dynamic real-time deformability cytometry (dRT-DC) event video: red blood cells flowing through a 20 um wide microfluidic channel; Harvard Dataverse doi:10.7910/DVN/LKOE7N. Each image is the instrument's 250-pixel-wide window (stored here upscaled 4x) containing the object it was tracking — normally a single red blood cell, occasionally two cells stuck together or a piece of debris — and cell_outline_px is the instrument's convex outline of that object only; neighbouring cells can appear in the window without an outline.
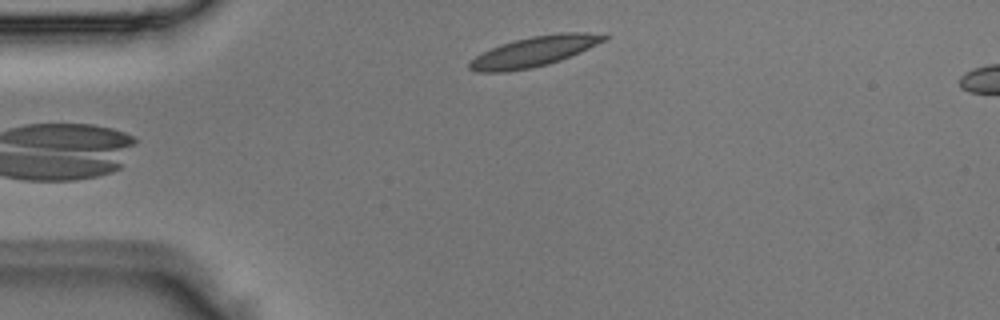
{"species": "Egyptian fruit bat (a non-hibernating species)", "species_latin": "Rousettus aegyptiacus", "temperature_condition": "room temperature", "stored_images_in_passage": 3, "camera_frame_rate_fps": 3000, "um_per_image_px": 0.085, "animal": {"sex": "male"}, "frame": {"image": 1, "passage_image": 3, "time_ms": 0.667, "image_size_px": [1000, 320], "cell_outline_px": [[608, 40], [580, 52], [560, 60], [548, 64], [532, 68], [508, 72], [476, 72], [468, 68], [468, 64], [476, 56], [500, 44], [532, 36], [560, 32], [584, 32], [608, 36]], "centroid_in_image_um": [45.41, 4.38], "position_along_channel_um": 39.6, "area_um2": 23.52}}